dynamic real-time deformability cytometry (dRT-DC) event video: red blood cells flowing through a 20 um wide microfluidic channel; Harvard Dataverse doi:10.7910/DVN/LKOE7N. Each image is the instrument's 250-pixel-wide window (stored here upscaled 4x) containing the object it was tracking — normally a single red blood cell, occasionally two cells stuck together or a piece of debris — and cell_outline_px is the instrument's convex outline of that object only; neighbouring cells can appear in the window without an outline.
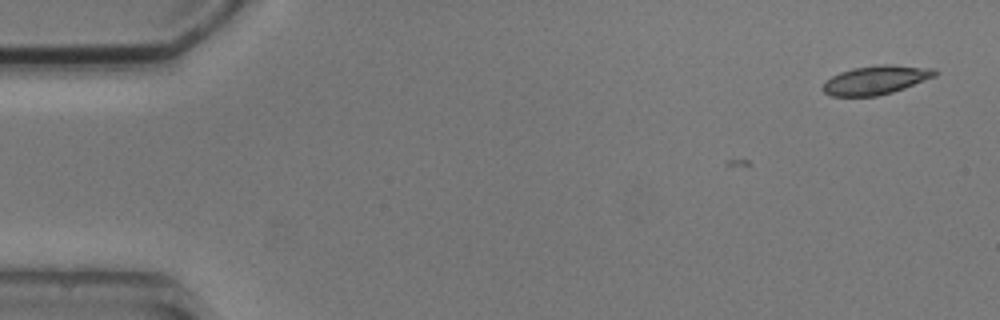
{"species": "common noctule bat (a hibernating species)", "species_latin": "Nyctalus noctula", "temperature_condition": "cold", "stored_images_in_passage": 2, "camera_frame_rate_fps": 3000, "um_per_image_px": 0.085, "animal": {"sex": "male", "body_mass_g": 20.5, "forearm_length_mm": 52.5}, "frame": {"image": 1, "passage_image": 2, "time_ms": 1.333, "image_size_px": [1000, 320], "cell_outline_px": [[940, 72], [936, 76], [904, 88], [892, 92], [876, 96], [832, 96], [824, 92], [820, 88], [832, 76], [840, 72], [852, 68], [876, 64], [888, 64], [936, 68]], "centroid_in_image_um": [74.48, 6.78], "position_along_channel_um": 10.5, "area_um2": 18.96}}